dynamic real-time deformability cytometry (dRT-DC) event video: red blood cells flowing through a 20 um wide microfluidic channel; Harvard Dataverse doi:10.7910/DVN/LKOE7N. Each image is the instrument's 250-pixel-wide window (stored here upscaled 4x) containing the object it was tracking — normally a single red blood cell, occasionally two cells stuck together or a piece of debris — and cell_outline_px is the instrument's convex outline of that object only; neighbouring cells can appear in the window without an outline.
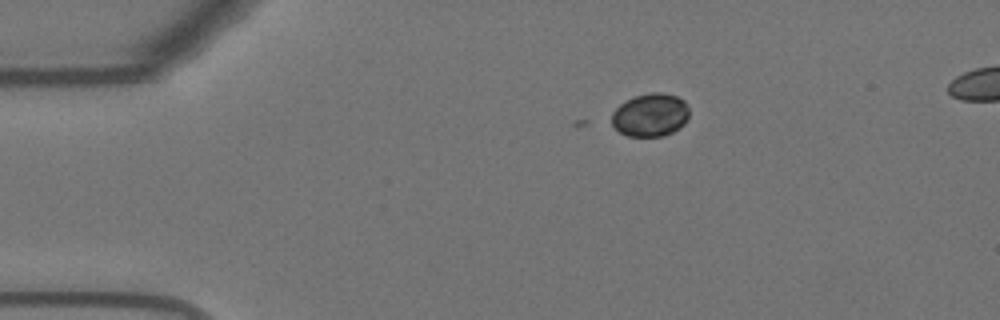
{"species": "Egyptian fruit bat (a non-hibernating species)", "species_latin": "Rousettus aegyptiacus", "temperature_condition": "warm", "stored_images_in_passage": 3, "camera_frame_rate_fps": 3000, "um_per_image_px": 0.085, "animal": {"sex": "female"}, "frame": {"image": 1, "passage_image": 1, "time_ms": 0.0, "image_size_px": [1000, 320], "cell_outline_px": [[688, 116], [684, 124], [672, 132], [664, 136], [628, 136], [620, 132], [612, 124], [612, 112], [620, 104], [636, 96], [648, 92], [664, 92], [676, 96], [684, 100], [688, 108]], "centroid_in_image_um": [55.29, 9.76], "position_along_channel_um": 29.7, "area_um2": 19.42}}